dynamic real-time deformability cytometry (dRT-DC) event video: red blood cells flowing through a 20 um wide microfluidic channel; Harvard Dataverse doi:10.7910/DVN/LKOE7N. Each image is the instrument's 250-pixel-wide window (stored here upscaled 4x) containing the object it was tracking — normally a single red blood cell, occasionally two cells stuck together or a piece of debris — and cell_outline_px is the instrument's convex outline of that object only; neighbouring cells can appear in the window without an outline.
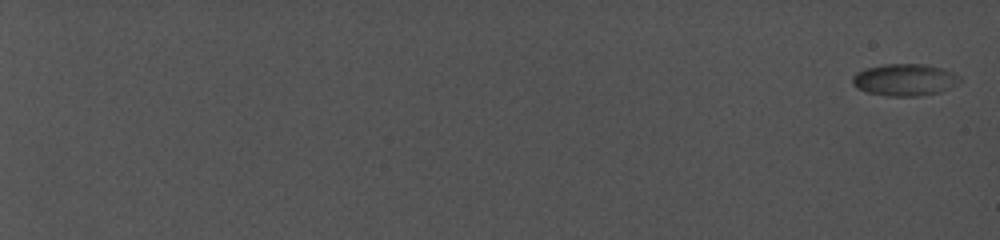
{"species": "common noctule bat (a hibernating species)", "species_latin": "Nyctalus noctula", "temperature_condition": "cold", "stored_images_in_passage": 16, "camera_frame_rate_fps": 5000, "um_per_image_px": 0.085, "animal": {"sex": "female", "body_mass_g": 19.0, "forearm_length_mm": 56.7}, "frame": {"image": 1, "passage_image": 1, "time_ms": 0.0, "image_size_px": [1000, 240], "cell_outline_px": [[964, 80], [960, 84], [940, 92], [920, 96], [888, 96], [868, 92], [856, 88], [852, 84], [852, 76], [856, 72], [864, 68], [880, 64], [924, 64], [944, 68], [960, 76]], "centroid_in_image_um": [76.93, 6.78], "position_along_channel_um": 8.1, "area_um2": 20.46}}
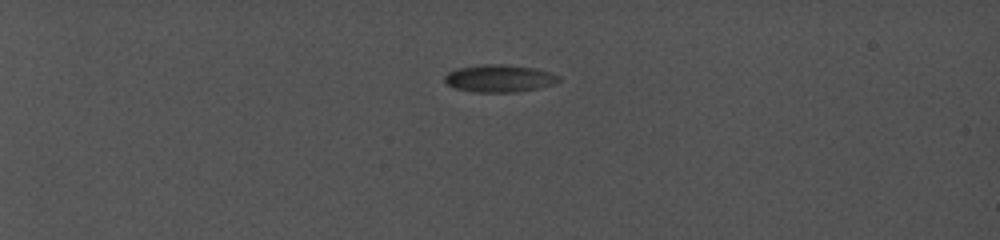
{"frame": {"image": 2, "passage_image": 10, "time_ms": 6.4, "image_size_px": [1000, 240], "cell_outline_px": [[560, 80], [556, 84], [516, 92], [472, 92], [452, 88], [444, 80], [444, 76], [448, 72], [456, 68], [480, 64], [508, 64], [536, 68], [560, 76]], "centroid_in_image_um": [42.42, 6.66], "position_along_channel_um": 42.6, "area_um2": 18.5}}
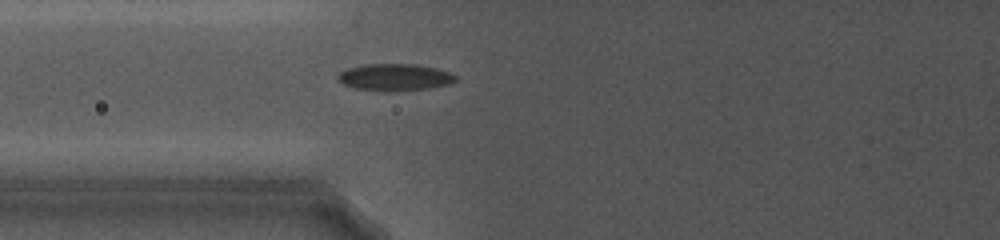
{"frame": {"image": 3, "passage_image": 16, "time_ms": 10.6, "image_size_px": [1000, 240], "cell_outline_px": [[456, 80], [452, 84], [428, 88], [356, 88], [344, 84], [336, 80], [336, 76], [340, 72], [348, 68], [364, 64], [412, 64], [436, 68], [448, 72], [456, 76]], "centroid_in_image_um": [33.55, 6.51], "position_along_channel_um": 92.2, "area_um2": 17.46}}